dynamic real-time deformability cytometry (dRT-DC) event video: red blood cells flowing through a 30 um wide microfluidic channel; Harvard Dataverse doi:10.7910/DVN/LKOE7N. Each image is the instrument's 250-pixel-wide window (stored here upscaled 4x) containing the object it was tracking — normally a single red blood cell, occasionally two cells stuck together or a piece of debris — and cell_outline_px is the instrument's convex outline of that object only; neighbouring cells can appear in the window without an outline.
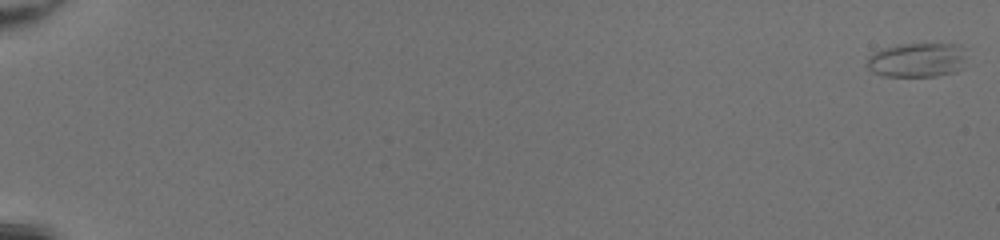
{"species": "common noctule bat (a hibernating species)", "species_latin": "Nyctalus noctula", "temperature_condition": "room temperature", "stored_images_in_passage": 52, "camera_frame_rate_fps": 3000, "um_per_image_px": 0.085, "animal": {"sex": "female", "body_mass_g": 20.0, "forearm_length_mm": 54.0}, "frame": {"image": 1, "passage_image": 1, "time_ms": 0.0, "image_size_px": [1000, 240], "cell_outline_px": [[964, 68], [956, 72], [936, 76], [884, 76], [872, 72], [868, 68], [868, 56], [872, 52], [884, 48], [900, 44], [960, 44], [964, 48]], "centroid_in_image_um": [77.97, 5.1], "position_along_channel_um": 7.0, "area_um2": 20.11}}
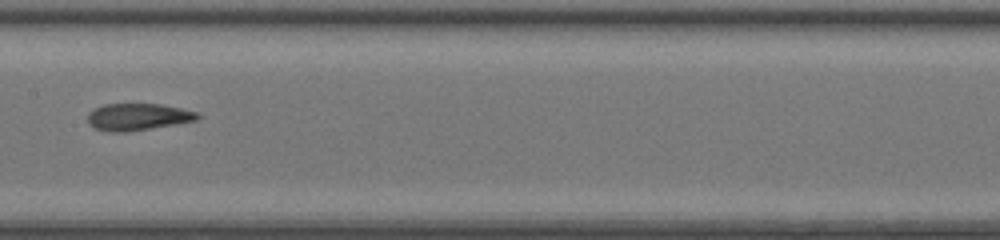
{"frame": {"image": 2, "passage_image": 30, "time_ms": 9.667, "image_size_px": [1000, 240], "cell_outline_px": [[200, 116], [196, 120], [176, 124], [128, 132], [112, 132], [96, 128], [88, 124], [88, 112], [92, 108], [104, 104], [160, 104], [180, 108], [196, 112]], "centroid_in_image_um": [11.67, 9.93], "position_along_channel_um": 195.7, "area_um2": 17.22}}
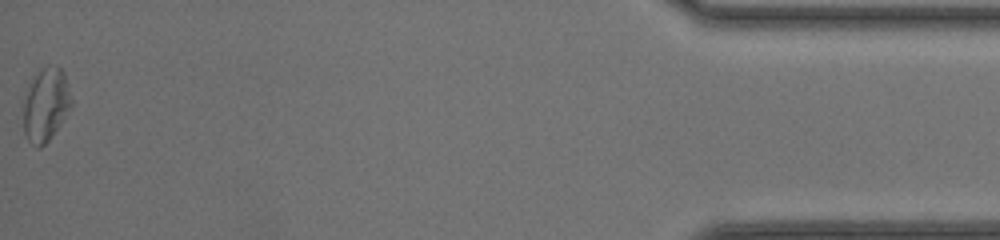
{"frame": {"image": 3, "passage_image": 52, "time_ms": 17.0, "image_size_px": [1000, 240], "cell_outline_px": [[72, 104], [60, 124], [48, 140], [40, 148], [36, 148], [28, 140], [24, 132], [20, 100], [32, 80], [48, 64], [60, 68], [64, 72], [72, 100]], "centroid_in_image_um": [3.83, 8.92], "position_along_channel_um": 431.4, "area_um2": 20.69}, "authors_computed_cell_mechanics": {"area_um2": 18.6983, "velocity_mm_per_s": 4.2898, "shape_relaxation_time_tau1_ms": null, "shape_relaxation_time_tau2_ms": 1.5543, "deformation_change_tau1": null, "deformation_change_tau2": 0.0837}}